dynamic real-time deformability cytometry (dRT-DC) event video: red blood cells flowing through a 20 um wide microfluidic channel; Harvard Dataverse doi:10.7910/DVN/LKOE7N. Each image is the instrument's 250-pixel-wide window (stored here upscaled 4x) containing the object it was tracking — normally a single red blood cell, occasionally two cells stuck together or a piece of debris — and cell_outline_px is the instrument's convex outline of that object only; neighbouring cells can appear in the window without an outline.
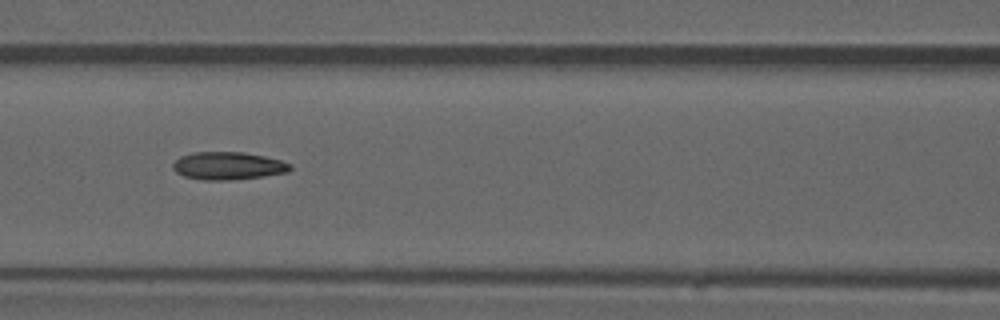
{"species": "common noctule bat (a hibernating species)", "species_latin": "Nyctalus noctula", "temperature_condition": "warm", "stored_images_in_passage": 52, "camera_frame_rate_fps": 3000, "um_per_image_px": 0.085, "animal": {"sex": "male", "forearm_length_mm": 52.5}, "frame": {"image": 1, "passage_image": 23, "time_ms": 7.333, "image_size_px": [1000, 320], "cell_outline_px": [[292, 168], [288, 172], [264, 176], [232, 180], [204, 180], [184, 176], [176, 172], [172, 168], [172, 164], [180, 156], [192, 152], [244, 152], [264, 156], [280, 160], [292, 164]], "centroid_in_image_um": [19.38, 14.09], "position_along_channel_um": 147.2, "area_um2": 19.07}, "authors_computed_cell_mechanics": {"area_um2": 18.4093, "velocity_mm_per_s": 4.0135, "shape_relaxation_time_tau1_ms": null, "shape_relaxation_time_tau2_ms": 6.6966, "deformation_change_tau1": null, "deformation_change_tau2": 0.1753}}